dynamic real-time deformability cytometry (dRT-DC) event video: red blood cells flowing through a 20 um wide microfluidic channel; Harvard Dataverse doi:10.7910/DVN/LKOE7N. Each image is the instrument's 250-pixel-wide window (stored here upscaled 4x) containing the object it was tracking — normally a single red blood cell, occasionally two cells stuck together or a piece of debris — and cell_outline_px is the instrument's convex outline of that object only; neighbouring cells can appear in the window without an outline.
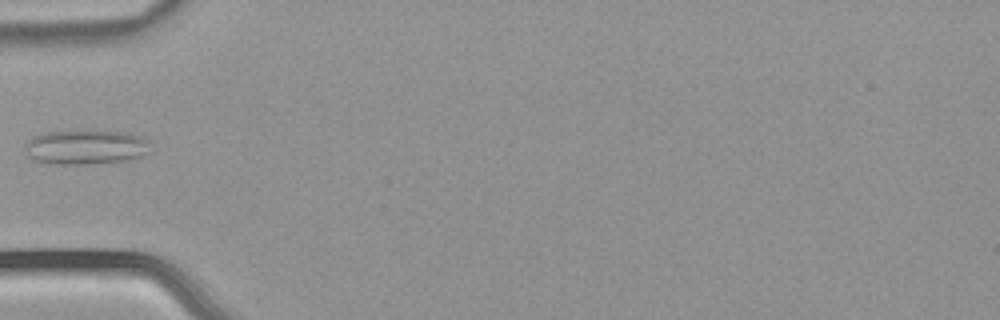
{"species": "common noctule bat (a hibernating species)", "species_latin": "Nyctalus noctula", "temperature_condition": "warm", "stored_images_in_passage": 6, "camera_frame_rate_fps": 3000, "um_per_image_px": 0.085, "animal": {"sex": "male", "body_mass_g": 21.5, "forearm_length_mm": 52.0}, "frame": {"image": 1, "passage_image": 6, "time_ms": 1.667, "image_size_px": [1000, 320], "cell_outline_px": [[152, 152], [132, 160], [88, 164], [52, 164], [32, 160], [28, 156], [28, 140], [32, 136], [48, 132], [124, 132], [140, 136], [148, 140]], "centroid_in_image_um": [7.36, 12.54], "position_along_channel_um": 77.6, "area_um2": 25.03}}